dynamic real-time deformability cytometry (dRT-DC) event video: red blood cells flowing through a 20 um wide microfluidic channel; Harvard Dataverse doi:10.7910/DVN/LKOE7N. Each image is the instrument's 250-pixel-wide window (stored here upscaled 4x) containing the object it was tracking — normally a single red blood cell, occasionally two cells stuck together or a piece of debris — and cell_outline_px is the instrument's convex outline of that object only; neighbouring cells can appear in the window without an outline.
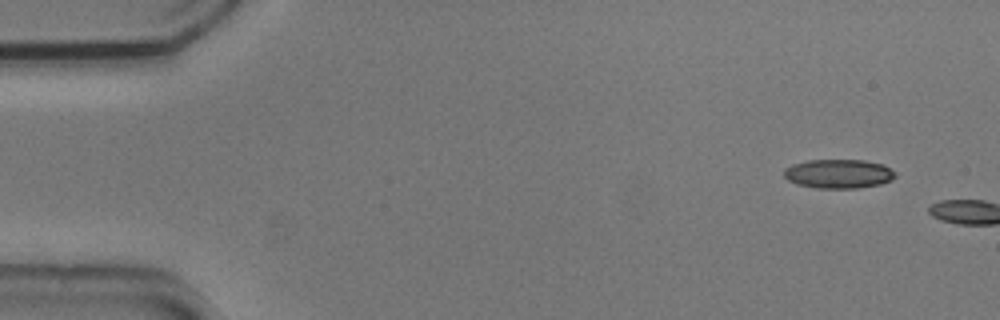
{"species": "common noctule bat (a hibernating species)", "species_latin": "Nyctalus noctula", "temperature_condition": "cold", "stored_images_in_passage": 8, "camera_frame_rate_fps": 3000, "um_per_image_px": 0.085, "animal": {"sex": "male", "body_mass_g": 20.5, "forearm_length_mm": 52.5}, "frame": {"image": 1, "passage_image": 1, "time_ms": 0.0, "image_size_px": [1000, 320], "cell_outline_px": [[896, 176], [892, 180], [880, 184], [856, 188], [816, 188], [796, 184], [788, 180], [784, 176], [784, 168], [792, 164], [808, 160], [864, 160], [880, 164], [896, 172]], "centroid_in_image_um": [71.25, 14.77], "position_along_channel_um": 13.8, "area_um2": 18.84}}
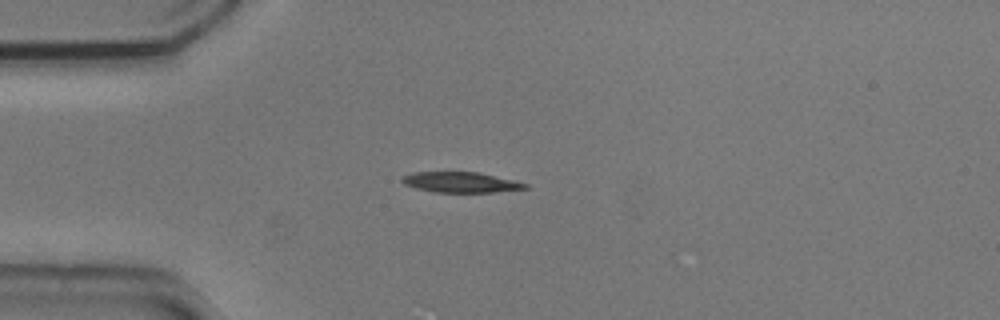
{"frame": {"image": 2, "passage_image": 5, "time_ms": 1.333, "image_size_px": [1000, 320], "cell_outline_px": [[528, 188], [492, 192], [432, 192], [416, 188], [404, 184], [400, 180], [404, 176], [412, 172], [476, 172], [512, 180], [528, 184]], "centroid_in_image_um": [39.11, 15.49], "position_along_channel_um": 45.9, "area_um2": 14.45}}
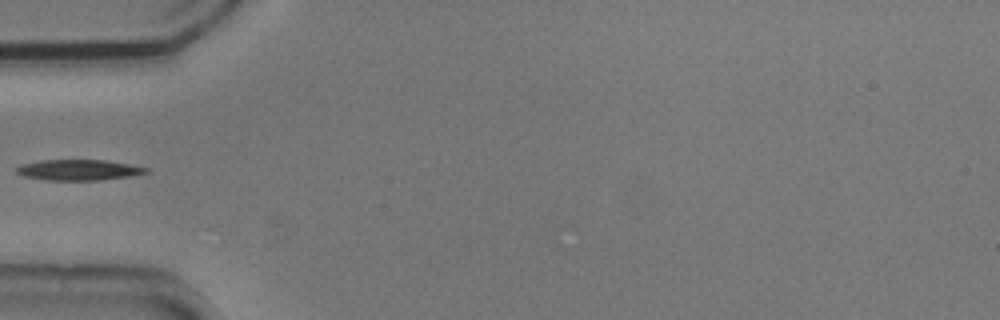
{"frame": {"image": 3, "passage_image": 6, "time_ms": 1.667, "image_size_px": [1000, 320], "cell_outline_px": [[148, 172], [128, 176], [100, 180], [44, 180], [24, 176], [16, 172], [16, 168], [20, 164], [40, 160], [104, 160], [128, 164], [148, 168]], "centroid_in_image_um": [6.62, 14.44], "position_along_channel_um": 78.4, "area_um2": 15.49}}